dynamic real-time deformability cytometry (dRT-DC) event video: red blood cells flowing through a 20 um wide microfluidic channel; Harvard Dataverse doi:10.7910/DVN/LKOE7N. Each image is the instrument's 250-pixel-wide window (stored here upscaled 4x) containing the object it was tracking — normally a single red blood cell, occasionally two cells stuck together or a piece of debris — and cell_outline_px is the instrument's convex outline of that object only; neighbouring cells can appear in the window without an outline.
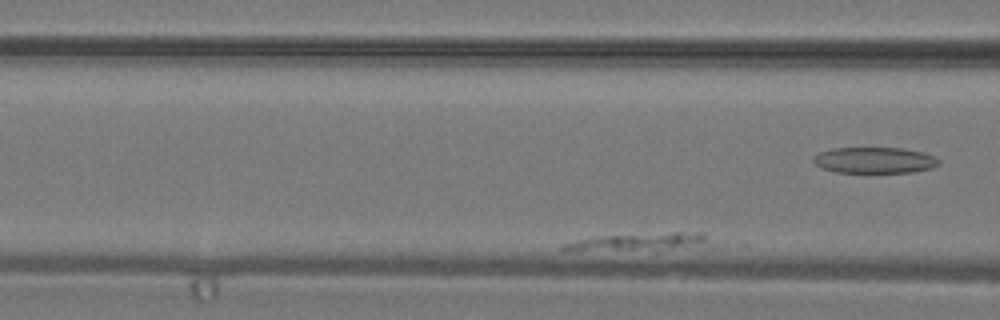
{"species": "common noctule bat (a hibernating species)", "species_latin": "Nyctalus noctula", "temperature_condition": "warm", "stored_images_in_passage": 43, "camera_frame_rate_fps": 3000, "um_per_image_px": 0.085, "animal": {"sex": "male", "body_mass_g": 19.2, "forearm_length_mm": 51.8}, "frame": {"image": 1, "passage_image": 15, "time_ms": 4.667, "image_size_px": [1000, 320], "cell_outline_px": [[712, 248], [564, 252], [560, 252], [560, 248], [564, 244], [592, 236], [672, 232], [704, 232], [712, 244]], "centroid_in_image_um": [54.4, 20.59], "position_along_channel_um": 112.2, "area_um2": 16.3}}
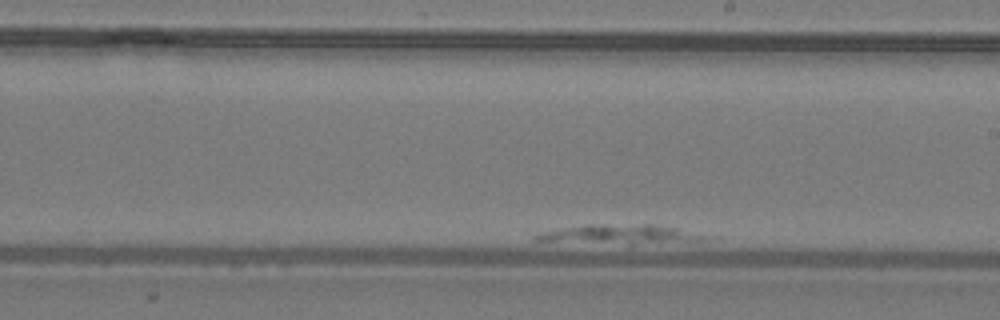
{"frame": {"image": 2, "passage_image": 28, "time_ms": 9.0, "image_size_px": [1000, 320], "cell_outline_px": [[704, 240], [532, 240], [532, 236], [544, 232], [584, 224], [656, 224], [676, 228], [704, 236]], "centroid_in_image_um": [52.56, 19.81], "position_along_channel_um": 236.4, "area_um2": 15.95}}
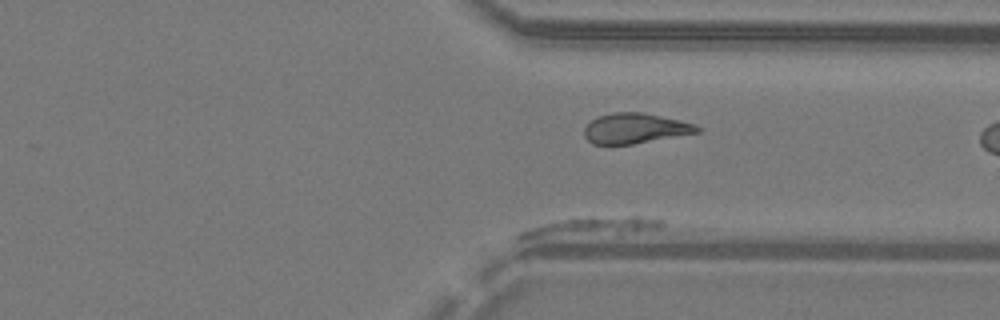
{"frame": {"image": 3, "passage_image": 41, "time_ms": 13.333, "image_size_px": [1000, 320], "cell_outline_px": [[672, 228], [520, 240], [516, 236], [520, 232], [544, 224], [572, 216], [640, 216], [664, 220]], "centroid_in_image_um": [50.35, 19.25], "position_along_channel_um": 361.1, "area_um2": 16.18}}